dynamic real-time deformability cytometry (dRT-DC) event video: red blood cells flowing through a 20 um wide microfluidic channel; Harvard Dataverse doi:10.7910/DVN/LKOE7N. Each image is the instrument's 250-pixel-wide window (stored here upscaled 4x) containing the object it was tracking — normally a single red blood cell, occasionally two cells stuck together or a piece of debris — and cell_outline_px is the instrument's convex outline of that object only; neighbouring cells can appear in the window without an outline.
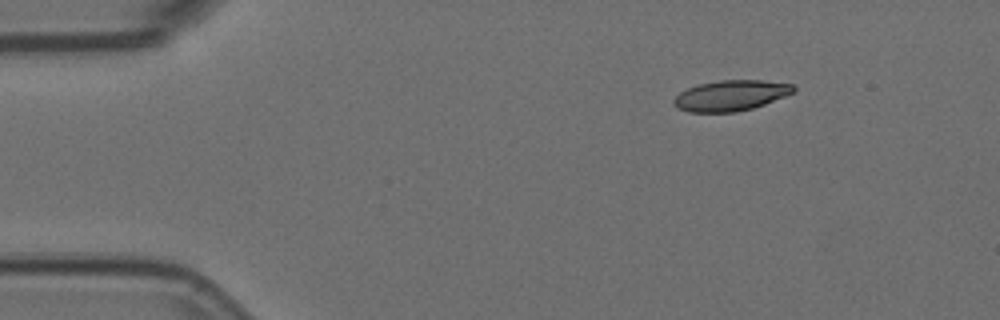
{"species": "Egyptian fruit bat (a non-hibernating species)", "species_latin": "Rousettus aegyptiacus", "temperature_condition": "room temperature", "stored_images_in_passage": 5, "camera_frame_rate_fps": 3000, "um_per_image_px": 0.085, "animal": {"sex": "female"}, "frame": {"image": 1, "passage_image": 1, "time_ms": 0.0, "image_size_px": [1000, 320], "cell_outline_px": [[796, 92], [764, 104], [752, 108], [736, 112], [688, 112], [676, 108], [672, 104], [672, 100], [680, 92], [688, 88], [700, 84], [720, 80], [760, 80], [792, 84], [796, 88]], "centroid_in_image_um": [62.1, 8.12], "position_along_channel_um": 22.9, "area_um2": 21.39}}
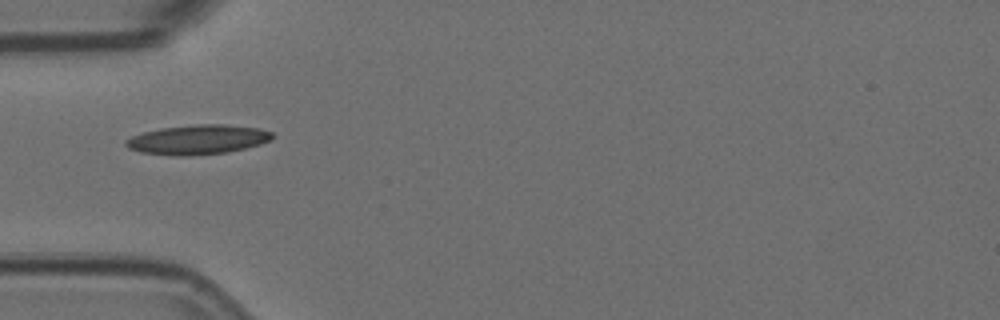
{"frame": {"image": 2, "passage_image": 4, "time_ms": 1.0, "image_size_px": [1000, 320], "cell_outline_px": [[276, 136], [272, 140], [260, 144], [228, 152], [188, 156], [176, 156], [140, 152], [128, 148], [124, 144], [124, 140], [132, 136], [144, 132], [160, 128], [200, 124], [224, 124], [260, 128], [272, 132]], "centroid_in_image_um": [16.83, 11.87], "position_along_channel_um": 68.2, "area_um2": 25.37}}
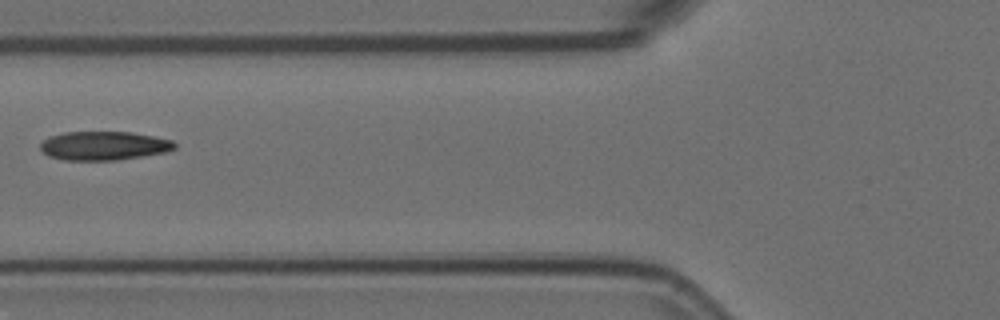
{"frame": {"image": 3, "passage_image": 5, "time_ms": 1.333, "image_size_px": [1000, 320], "cell_outline_px": [[176, 148], [164, 152], [116, 160], [64, 160], [48, 156], [40, 148], [40, 144], [44, 140], [52, 136], [64, 132], [132, 132], [172, 140], [176, 144]], "centroid_in_image_um": [8.82, 12.38], "position_along_channel_um": 117.0, "area_um2": 22.31}}